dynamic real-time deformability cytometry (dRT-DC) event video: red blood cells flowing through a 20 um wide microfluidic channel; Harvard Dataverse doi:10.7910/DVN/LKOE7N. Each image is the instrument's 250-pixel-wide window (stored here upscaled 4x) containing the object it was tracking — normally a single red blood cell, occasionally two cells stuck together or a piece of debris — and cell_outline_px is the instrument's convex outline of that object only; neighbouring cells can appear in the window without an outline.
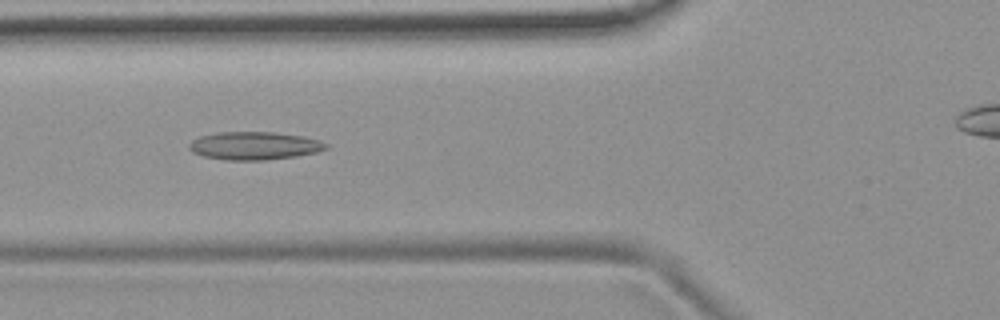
{"species": "common noctule bat (a hibernating species)", "species_latin": "Nyctalus noctula", "temperature_condition": "room temperature", "stored_images_in_passage": 35, "camera_frame_rate_fps": 3000, "um_per_image_px": 0.085, "animal": {"sex": "female", "body_mass_g": 19.9}, "frame": {"image": 1, "passage_image": 7, "time_ms": 2.0, "image_size_px": [1000, 320], "cell_outline_px": [[328, 148], [316, 152], [296, 156], [268, 160], [224, 160], [204, 156], [192, 152], [188, 148], [188, 144], [192, 140], [200, 136], [220, 132], [272, 132], [304, 136], [320, 140], [328, 144]], "centroid_in_image_um": [21.62, 12.39], "position_along_channel_um": 104.2, "area_um2": 22.43}}
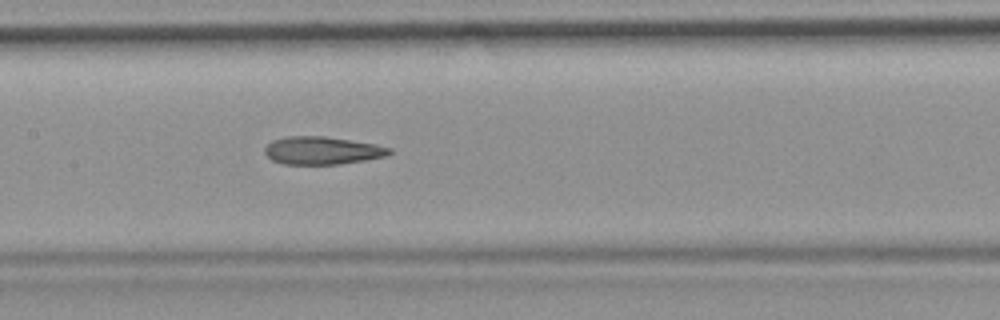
{"frame": {"image": 2, "passage_image": 13, "time_ms": 4.0, "image_size_px": [1000, 320], "cell_outline_px": [[392, 152], [388, 156], [340, 164], [284, 164], [272, 160], [264, 152], [264, 148], [272, 140], [288, 136], [324, 136], [376, 144], [392, 148]], "centroid_in_image_um": [27.4, 12.79], "position_along_channel_um": 180.0, "area_um2": 20.23}}
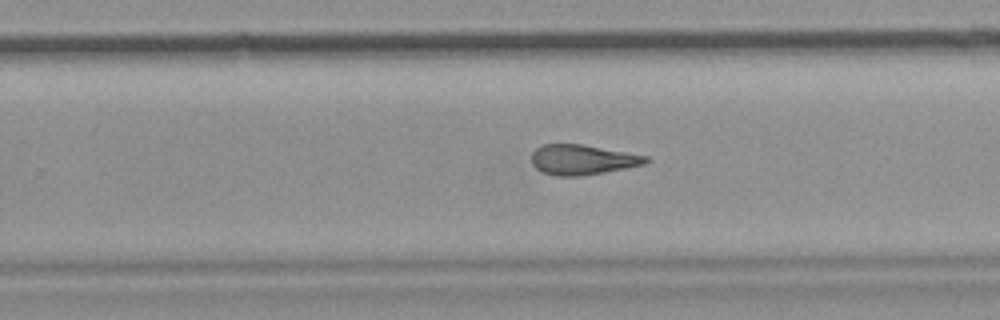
{"frame": {"image": 3, "passage_image": 21, "time_ms": 6.667, "image_size_px": [1000, 320], "cell_outline_px": [[652, 160], [644, 164], [604, 172], [580, 176], [556, 176], [544, 172], [536, 168], [532, 164], [532, 152], [540, 144], [580, 144], [648, 156]], "centroid_in_image_um": [49.49, 13.57], "position_along_channel_um": 280.3, "area_um2": 19.88}}